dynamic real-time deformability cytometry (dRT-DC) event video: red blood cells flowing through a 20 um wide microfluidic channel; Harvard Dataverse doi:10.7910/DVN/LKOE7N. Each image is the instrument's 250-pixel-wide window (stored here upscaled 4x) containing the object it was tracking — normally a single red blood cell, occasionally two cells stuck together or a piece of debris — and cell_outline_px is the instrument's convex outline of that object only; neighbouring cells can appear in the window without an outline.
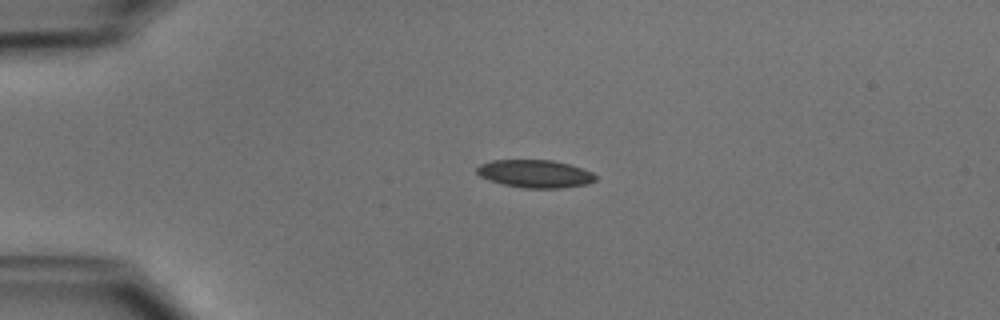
{"species": "common noctule bat (a hibernating species)", "species_latin": "Nyctalus noctula", "temperature_condition": "cold", "stored_images_in_passage": 40, "camera_frame_rate_fps": 3000, "um_per_image_px": 0.085, "animal": {"sex": "male", "body_mass_g": 15.6}, "frame": {"image": 1, "passage_image": 1, "time_ms": 0.0, "image_size_px": [1000, 320], "cell_outline_px": [[596, 180], [588, 184], [560, 188], [524, 188], [504, 184], [488, 180], [480, 176], [476, 172], [476, 168], [480, 164], [492, 160], [552, 160], [568, 164], [592, 172], [596, 176]], "centroid_in_image_um": [45.46, 14.77], "position_along_channel_um": 39.5, "area_um2": 19.19}}
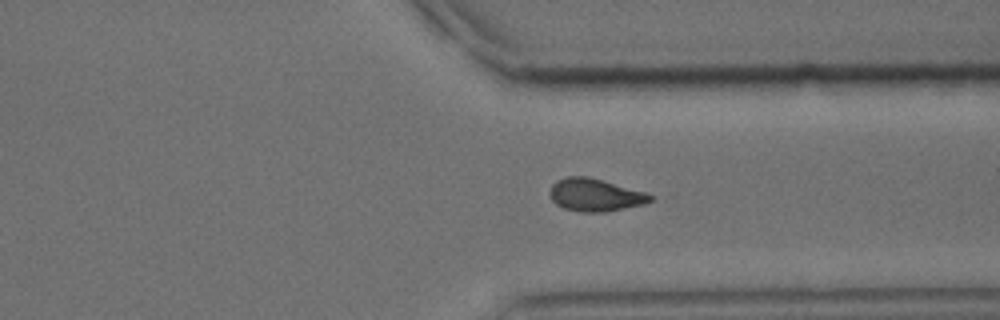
{"frame": {"image": 2, "passage_image": 28, "time_ms": 9.0, "image_size_px": [1000, 320], "cell_outline_px": [[652, 200], [644, 204], [608, 212], [580, 212], [564, 208], [556, 204], [552, 200], [548, 192], [552, 184], [556, 180], [568, 176], [588, 176], [604, 180], [648, 192], [652, 196]], "centroid_in_image_um": [50.59, 16.56], "position_along_channel_um": 360.8, "area_um2": 19.48}}
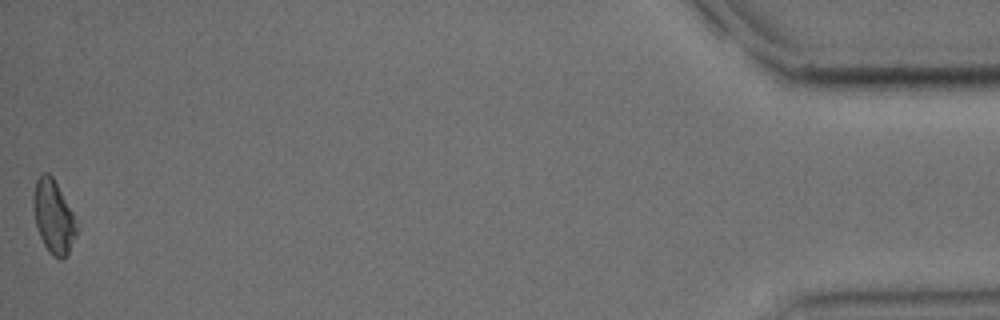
{"frame": {"image": 3, "passage_image": 40, "time_ms": 13.0, "image_size_px": [1000, 320], "cell_outline_px": [[80, 228], [68, 252], [60, 260], [52, 256], [48, 252], [40, 236], [36, 224], [32, 200], [32, 196], [36, 180], [40, 172], [48, 172], [52, 176], [72, 212]], "centroid_in_image_um": [4.54, 18.42], "position_along_channel_um": 430.7, "area_um2": 18.5}, "authors_computed_cell_mechanics": {"area_um2": 19.1029, "velocity_mm_per_s": 3.9472, "shape_relaxation_time_tau1_ms": 6.771, "shape_relaxation_time_tau2_ms": 5.8729, "deformation_change_tau1": 0.133, "deformation_change_tau2": 0.0997}}